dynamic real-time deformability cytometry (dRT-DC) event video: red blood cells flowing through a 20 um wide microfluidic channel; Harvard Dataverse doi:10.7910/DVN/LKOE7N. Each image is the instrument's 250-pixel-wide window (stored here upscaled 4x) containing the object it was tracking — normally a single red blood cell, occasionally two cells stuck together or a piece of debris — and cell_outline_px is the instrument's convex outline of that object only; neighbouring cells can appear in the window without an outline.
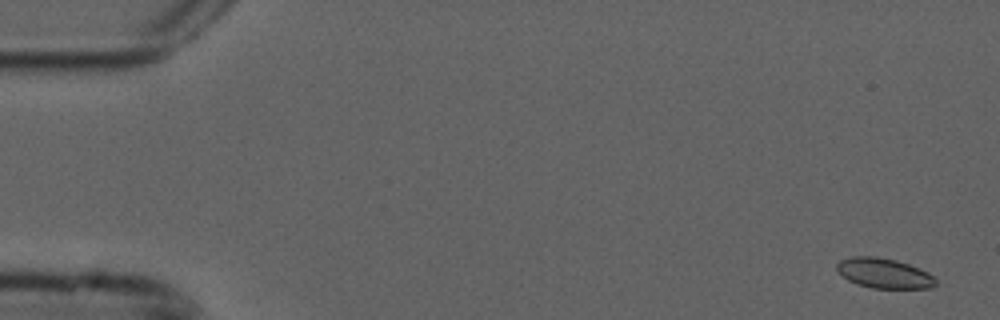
{"species": "common noctule bat (a hibernating species)", "species_latin": "Nyctalus noctula", "temperature_condition": "cold", "stored_images_in_passage": 4, "camera_frame_rate_fps": 3000, "um_per_image_px": 0.085, "animal": {"sex": "male", "forearm_length_mm": 52.5}, "frame": {"image": 1, "passage_image": 1, "time_ms": 0.0, "image_size_px": [1000, 320], "cell_outline_px": [[936, 284], [932, 288], [872, 288], [856, 284], [848, 280], [836, 268], [836, 264], [840, 260], [852, 256], [876, 256], [896, 260], [908, 264], [928, 272], [936, 280]], "centroid_in_image_um": [75.13, 23.22], "position_along_channel_um": 9.9, "area_um2": 17.22}}
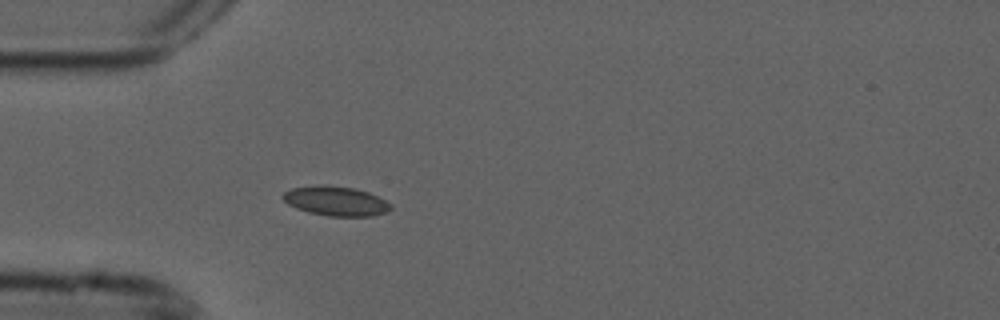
{"frame": {"image": 2, "passage_image": 4, "time_ms": 1.0, "image_size_px": [1000, 320], "cell_outline_px": [[392, 208], [388, 212], [372, 216], [328, 216], [308, 212], [296, 208], [288, 204], [280, 196], [284, 192], [292, 188], [356, 188], [368, 192], [392, 204]], "centroid_in_image_um": [28.6, 17.15], "position_along_channel_um": 56.4, "area_um2": 17.74}}